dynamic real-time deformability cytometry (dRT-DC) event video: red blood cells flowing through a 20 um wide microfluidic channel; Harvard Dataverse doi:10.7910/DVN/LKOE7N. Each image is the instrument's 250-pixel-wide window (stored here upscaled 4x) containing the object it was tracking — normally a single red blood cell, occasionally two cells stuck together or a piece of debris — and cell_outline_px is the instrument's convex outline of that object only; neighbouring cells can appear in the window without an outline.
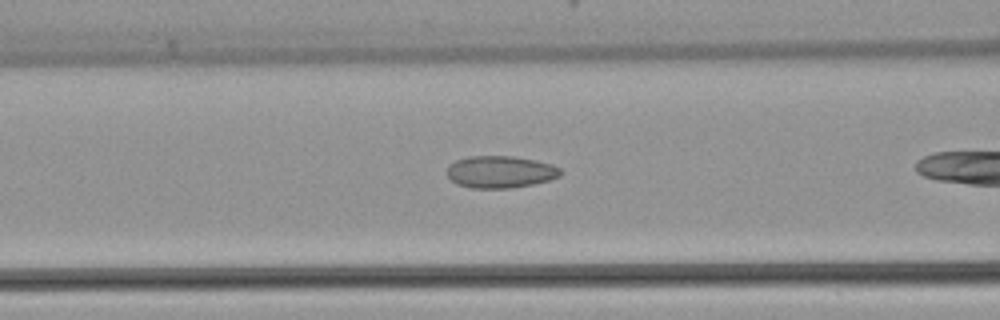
{"species": "common noctule bat (a hibernating species)", "species_latin": "Nyctalus noctula", "temperature_condition": "warm", "stored_images_in_passage": 27, "camera_frame_rate_fps": 3000, "um_per_image_px": 0.085, "animal": {"sex": "female", "body_mass_g": 22.7, "forearm_length_mm": 54.2}, "frame": {"image": 1, "passage_image": 8, "time_ms": 2.333, "image_size_px": [1000, 320], "cell_outline_px": [[564, 172], [560, 176], [548, 180], [532, 184], [512, 188], [468, 188], [456, 184], [448, 176], [448, 164], [456, 160], [468, 156], [512, 156], [536, 160], [552, 164], [560, 168]], "centroid_in_image_um": [42.53, 14.61], "position_along_channel_um": 124.1, "area_um2": 21.39}}